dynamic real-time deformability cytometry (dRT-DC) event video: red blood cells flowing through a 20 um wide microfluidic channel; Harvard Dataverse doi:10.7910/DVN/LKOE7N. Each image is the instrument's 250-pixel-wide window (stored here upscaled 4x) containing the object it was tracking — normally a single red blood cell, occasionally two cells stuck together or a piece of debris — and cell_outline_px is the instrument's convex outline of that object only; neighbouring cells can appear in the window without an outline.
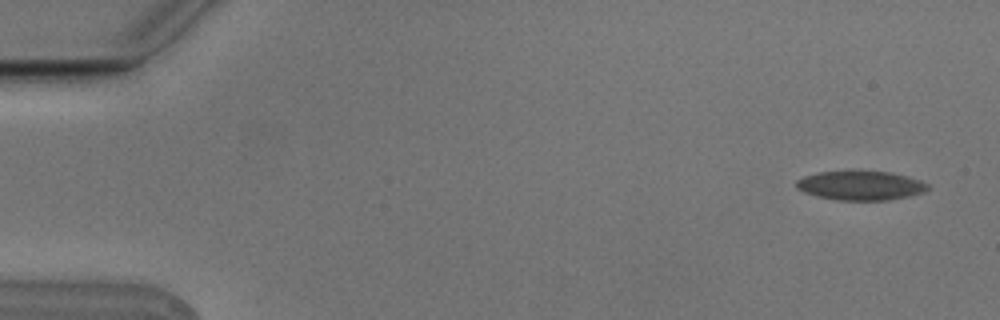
{"species": "Egyptian fruit bat (a non-hibernating species)", "species_latin": "Rousettus aegyptiacus", "temperature_condition": "cold", "stored_images_in_passage": 6, "camera_frame_rate_fps": 3000, "um_per_image_px": 0.085, "animal": {"sex": "male"}, "frame": {"image": 1, "passage_image": 1, "time_ms": 0.0, "image_size_px": [1000, 320], "cell_outline_px": [[928, 188], [924, 192], [912, 196], [888, 200], [836, 200], [816, 196], [804, 192], [796, 188], [796, 180], [804, 176], [816, 172], [848, 168], [860, 168], [892, 172], [920, 180], [928, 184]], "centroid_in_image_um": [73.12, 15.71], "position_along_channel_um": 11.9, "area_um2": 23.52}}
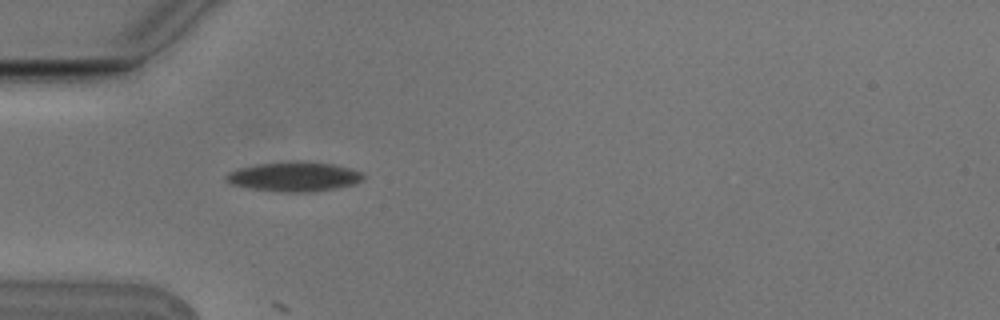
{"frame": {"image": 2, "passage_image": 5, "time_ms": 1.333, "image_size_px": [1000, 320], "cell_outline_px": [[364, 180], [352, 184], [332, 188], [308, 192], [280, 192], [248, 188], [232, 184], [224, 180], [224, 176], [228, 172], [240, 168], [260, 164], [296, 160], [304, 160], [332, 164], [352, 168], [360, 172], [364, 176]], "centroid_in_image_um": [24.98, 15.0], "position_along_channel_um": 60.0, "area_um2": 23.64}}